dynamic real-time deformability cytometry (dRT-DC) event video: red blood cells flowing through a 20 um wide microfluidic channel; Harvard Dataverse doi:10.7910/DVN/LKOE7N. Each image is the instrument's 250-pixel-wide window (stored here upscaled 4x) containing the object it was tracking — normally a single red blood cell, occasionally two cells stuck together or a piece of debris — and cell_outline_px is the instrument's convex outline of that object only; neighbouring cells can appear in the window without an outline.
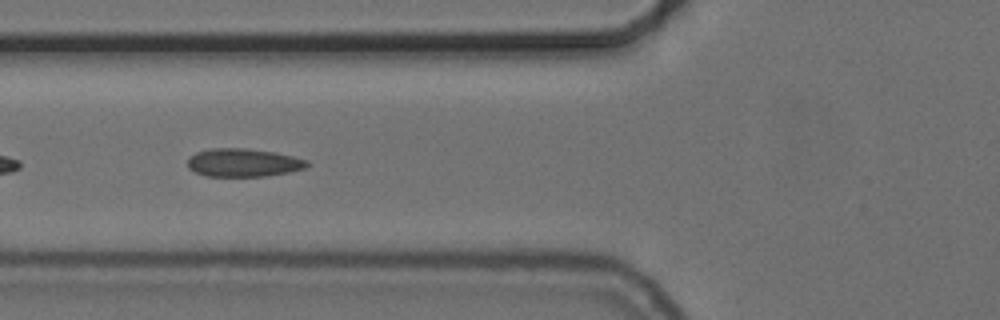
{"species": "common noctule bat (a hibernating species)", "species_latin": "Nyctalus noctula", "temperature_condition": "cold", "stored_images_in_passage": 35, "camera_frame_rate_fps": 3000, "um_per_image_px": 0.085, "animal": {"sex": "female", "body_mass_g": 24.6, "forearm_length_mm": 56.2}, "frame": {"image": 1, "passage_image": 5, "time_ms": 1.333, "image_size_px": [1000, 320], "cell_outline_px": [[312, 164], [304, 168], [288, 172], [264, 176], [204, 176], [188, 168], [188, 156], [196, 152], [212, 148], [248, 148], [276, 152], [308, 160]], "centroid_in_image_um": [20.68, 13.81], "position_along_channel_um": 105.1, "area_um2": 19.77}}
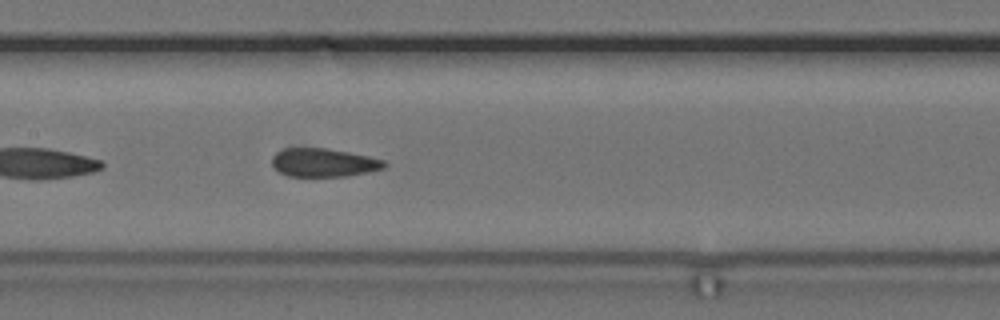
{"frame": {"image": 2, "passage_image": 11, "time_ms": 3.333, "image_size_px": [1000, 320], "cell_outline_px": [[388, 164], [384, 168], [368, 172], [344, 176], [288, 176], [272, 168], [272, 156], [276, 152], [284, 148], [328, 148], [368, 156], [384, 160]], "centroid_in_image_um": [27.48, 13.81], "position_along_channel_um": 179.9, "area_um2": 18.67}}
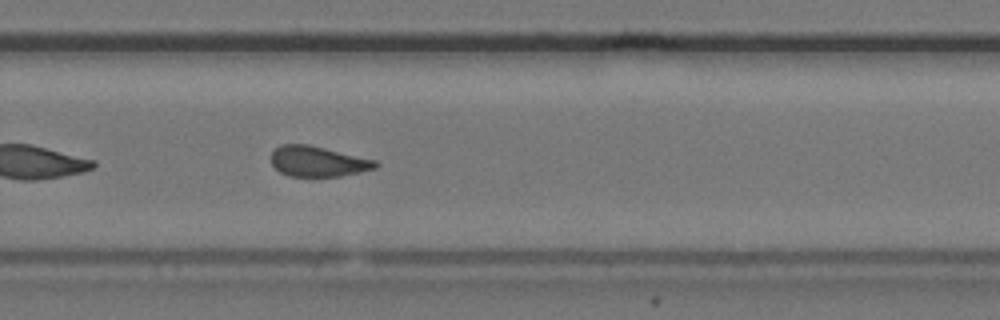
{"frame": {"image": 3, "passage_image": 21, "time_ms": 6.667, "image_size_px": [1000, 320], "cell_outline_px": [[380, 164], [376, 168], [360, 172], [340, 176], [288, 176], [280, 172], [272, 164], [272, 152], [280, 144], [308, 144], [376, 160]], "centroid_in_image_um": [27.03, 13.72], "position_along_channel_um": 302.8, "area_um2": 18.44}, "authors_computed_cell_mechanics": {"area_um2": 18.9006, "velocity_mm_per_s": 3.709, "shape_relaxation_time_tau1_ms": null, "shape_relaxation_time_tau2_ms": 2.8143, "deformation_change_tau1": null, "deformation_change_tau2": 0.0757}}